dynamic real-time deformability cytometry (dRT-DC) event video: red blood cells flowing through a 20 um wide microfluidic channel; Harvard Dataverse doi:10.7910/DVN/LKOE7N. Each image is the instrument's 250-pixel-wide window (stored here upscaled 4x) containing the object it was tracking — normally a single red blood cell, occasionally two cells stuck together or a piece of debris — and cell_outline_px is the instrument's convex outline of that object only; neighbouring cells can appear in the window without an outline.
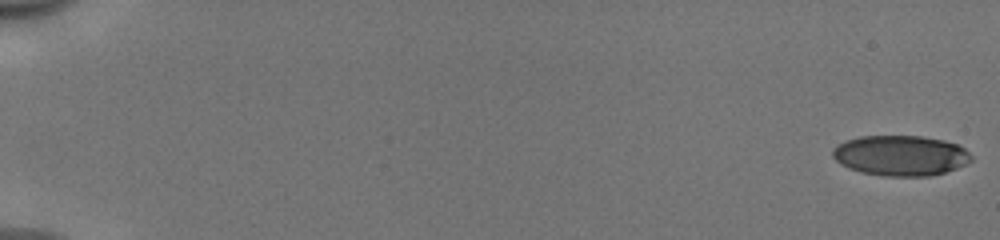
{"species": "human", "species_latin": "Homo sapiens", "temperature_condition": "cold", "stored_images_in_passage": 6, "camera_frame_rate_fps": 3000, "um_per_image_px": 0.085, "donor": {"sex": "male"}, "frame": {"image": 1, "passage_image": 1, "time_ms": 0.0, "image_size_px": [1000, 240], "cell_outline_px": [[972, 160], [956, 168], [932, 176], [884, 176], [860, 172], [848, 168], [840, 164], [832, 156], [832, 148], [836, 144], [844, 140], [860, 136], [924, 136], [944, 140], [956, 144], [964, 148], [972, 156]], "centroid_in_image_um": [76.5, 13.21], "position_along_channel_um": 8.5, "area_um2": 32.83}}
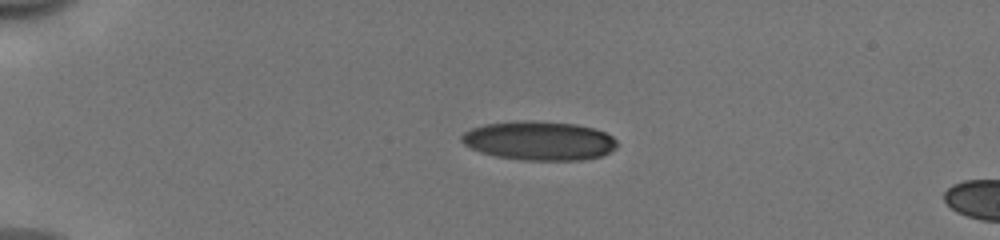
{"frame": {"image": 2, "passage_image": 5, "time_ms": 1.333, "image_size_px": [1000, 240], "cell_outline_px": [[616, 148], [604, 156], [584, 160], [520, 160], [496, 156], [480, 152], [464, 144], [460, 140], [460, 136], [464, 132], [472, 128], [484, 124], [520, 120], [536, 120], [576, 124], [596, 128], [612, 136], [616, 140]], "centroid_in_image_um": [45.84, 11.96], "position_along_channel_um": 39.2, "area_um2": 35.78}}